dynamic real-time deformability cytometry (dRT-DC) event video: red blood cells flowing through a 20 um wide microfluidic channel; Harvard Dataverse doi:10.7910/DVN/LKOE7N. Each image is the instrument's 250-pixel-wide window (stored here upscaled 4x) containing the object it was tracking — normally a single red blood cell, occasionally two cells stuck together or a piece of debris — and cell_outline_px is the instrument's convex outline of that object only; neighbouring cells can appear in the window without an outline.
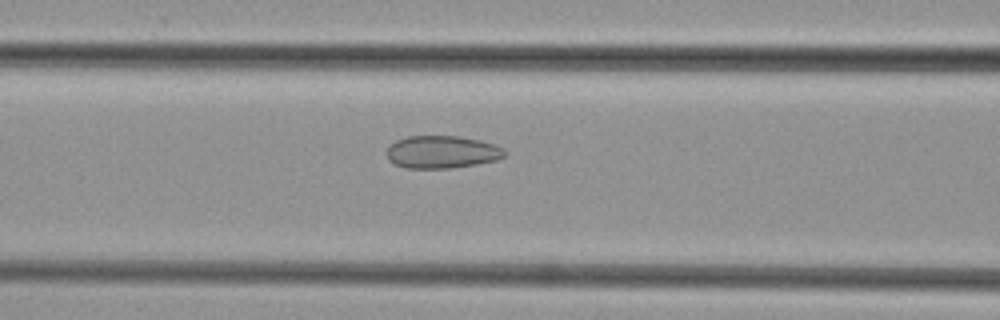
{"species": "common noctule bat (a hibernating species)", "species_latin": "Nyctalus noctula", "temperature_condition": "cold", "stored_images_in_passage": 39, "camera_frame_rate_fps": 3000, "um_per_image_px": 0.085, "animal": {"sex": "female", "body_mass_g": 29.2, "forearm_length_mm": 56.3}, "frame": {"image": 1, "passage_image": 16, "time_ms": 5.0, "image_size_px": [1000, 320], "cell_outline_px": [[508, 152], [504, 156], [496, 160], [476, 164], [448, 168], [404, 168], [388, 160], [388, 148], [396, 140], [408, 136], [460, 136], [480, 140], [504, 148]], "centroid_in_image_um": [37.58, 12.92], "position_along_channel_um": 129.0, "area_um2": 22.31}}
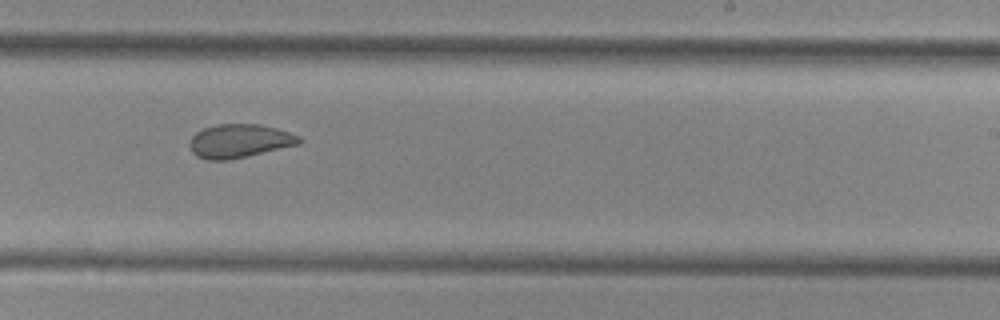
{"frame": {"image": 2, "passage_image": 26, "time_ms": 8.333, "image_size_px": [1000, 320], "cell_outline_px": [[304, 140], [300, 144], [248, 156], [228, 160], [208, 160], [196, 156], [192, 152], [188, 144], [192, 136], [196, 132], [204, 128], [216, 124], [260, 124], [276, 128], [300, 136]], "centroid_in_image_um": [20.35, 11.98], "position_along_channel_um": 268.6, "area_um2": 21.62}}
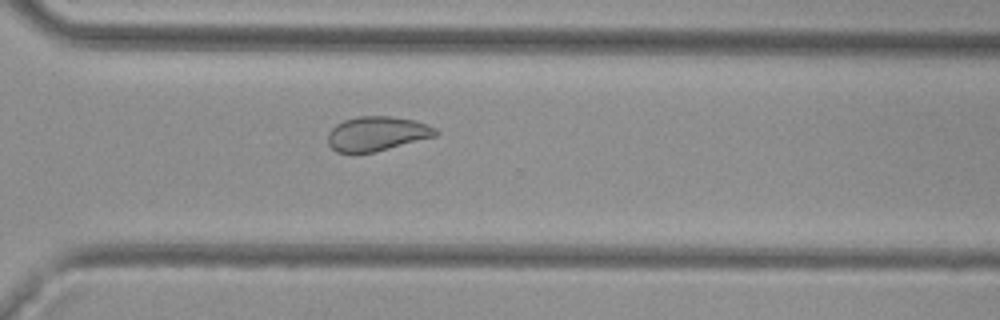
{"frame": {"image": 3, "passage_image": 31, "time_ms": 10.0, "image_size_px": [1000, 320], "cell_outline_px": [[440, 132], [436, 136], [376, 152], [336, 152], [328, 144], [328, 132], [336, 124], [344, 120], [356, 116], [392, 116], [416, 120], [428, 124], [436, 128]], "centroid_in_image_um": [32.07, 11.35], "position_along_channel_um": 338.5, "area_um2": 21.85}}